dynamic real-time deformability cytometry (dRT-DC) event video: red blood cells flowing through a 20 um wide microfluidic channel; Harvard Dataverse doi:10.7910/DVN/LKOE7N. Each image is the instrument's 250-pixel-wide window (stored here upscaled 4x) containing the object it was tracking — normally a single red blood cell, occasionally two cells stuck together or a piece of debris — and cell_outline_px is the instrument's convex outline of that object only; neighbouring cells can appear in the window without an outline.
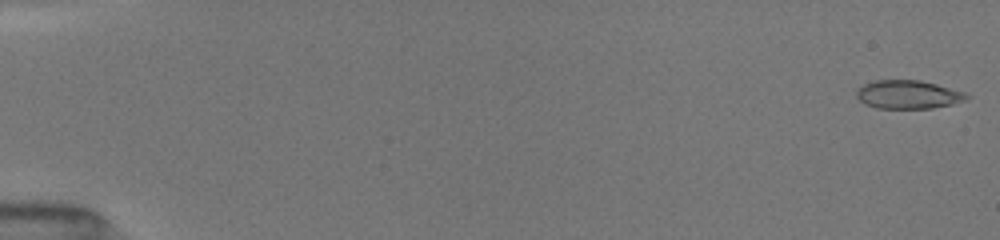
{"species": "common noctule bat (a hibernating species)", "species_latin": "Nyctalus noctula", "temperature_condition": "room temperature", "stored_images_in_passage": 19, "camera_frame_rate_fps": 3000, "um_per_image_px": 0.085, "animal": {"sex": "female", "body_mass_g": 19.5, "forearm_length_mm": 54.1}, "frame": {"image": 1, "passage_image": 1, "time_ms": 0.0, "image_size_px": [1000, 240], "cell_outline_px": [[972, 96], [968, 100], [952, 104], [932, 108], [876, 108], [864, 104], [856, 96], [856, 88], [872, 80], [920, 80], [936, 84], [964, 92]], "centroid_in_image_um": [77.18, 8.03], "position_along_channel_um": 7.8, "area_um2": 18.44}}
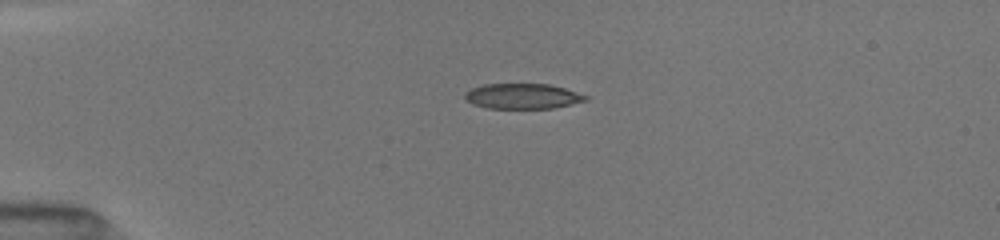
{"frame": {"image": 2, "passage_image": 10, "time_ms": 4.0, "image_size_px": [1000, 240], "cell_outline_px": [[588, 100], [552, 108], [488, 108], [472, 104], [464, 100], [464, 92], [472, 88], [484, 84], [548, 84], [564, 88], [588, 96]], "centroid_in_image_um": [44.37, 8.17], "position_along_channel_um": 40.6, "area_um2": 17.74}}
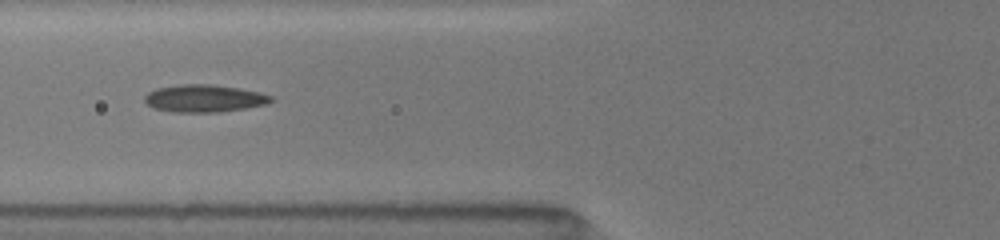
{"frame": {"image": 3, "passage_image": 17, "time_ms": 6.667, "image_size_px": [1000, 240], "cell_outline_px": [[276, 100], [268, 104], [220, 112], [172, 112], [152, 108], [144, 100], [144, 96], [148, 92], [156, 88], [180, 84], [212, 84], [240, 88], [260, 92], [272, 96]], "centroid_in_image_um": [17.37, 8.36], "position_along_channel_um": 108.4, "area_um2": 20.46}}